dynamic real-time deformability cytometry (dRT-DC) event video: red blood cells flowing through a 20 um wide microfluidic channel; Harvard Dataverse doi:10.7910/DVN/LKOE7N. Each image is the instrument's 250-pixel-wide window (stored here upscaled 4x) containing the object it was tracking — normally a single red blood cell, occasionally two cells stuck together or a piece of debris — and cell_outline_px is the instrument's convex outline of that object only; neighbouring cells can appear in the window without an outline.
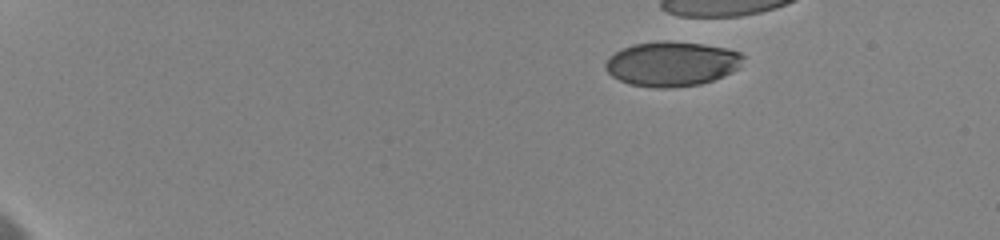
{"species": "human", "species_latin": "Homo sapiens", "temperature_condition": "cold", "stored_images_in_passage": 7, "camera_frame_rate_fps": 3000, "um_per_image_px": 0.085, "donor": {"sex": "female"}, "frame": {"image": 1, "passage_image": 1, "time_ms": 0.0, "image_size_px": [1000, 240], "cell_outline_px": [[744, 56], [740, 68], [732, 72], [712, 80], [700, 84], [672, 88], [656, 88], [628, 84], [612, 76], [604, 68], [604, 64], [608, 56], [632, 44], [660, 40], [668, 40], [704, 44], [724, 48], [740, 52]], "centroid_in_image_um": [57.09, 5.42], "position_along_channel_um": 27.9, "area_um2": 36.18}}